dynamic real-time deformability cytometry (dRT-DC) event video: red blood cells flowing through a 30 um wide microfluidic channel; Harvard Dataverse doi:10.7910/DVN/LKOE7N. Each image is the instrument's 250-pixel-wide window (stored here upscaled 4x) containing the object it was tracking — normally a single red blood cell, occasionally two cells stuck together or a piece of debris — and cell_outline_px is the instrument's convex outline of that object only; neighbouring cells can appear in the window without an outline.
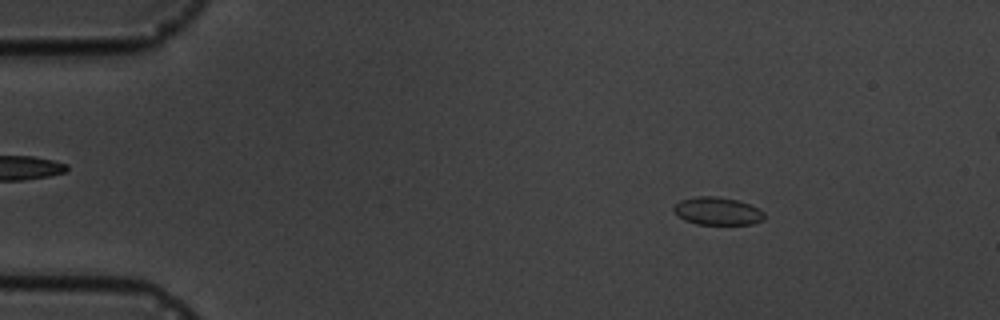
{"species": "common noctule bat (a hibernating species)", "species_latin": "Nyctalus noctula", "temperature_condition": "cold", "stored_images_in_passage": 6, "camera_frame_rate_fps": 3000, "um_per_image_px": 0.085, "animal": {"sex": "male", "body_mass_g": 19.5, "forearm_length_mm": 54.6}, "frame": {"image": 1, "passage_image": 2, "time_ms": 1.0, "image_size_px": [1000, 320], "cell_outline_px": [[764, 220], [752, 224], [696, 224], [684, 220], [672, 208], [680, 200], [692, 196], [716, 196], [736, 200], [748, 204], [764, 212]], "centroid_in_image_um": [60.97, 17.94], "position_along_channel_um": 24.0, "area_um2": 14.57}}
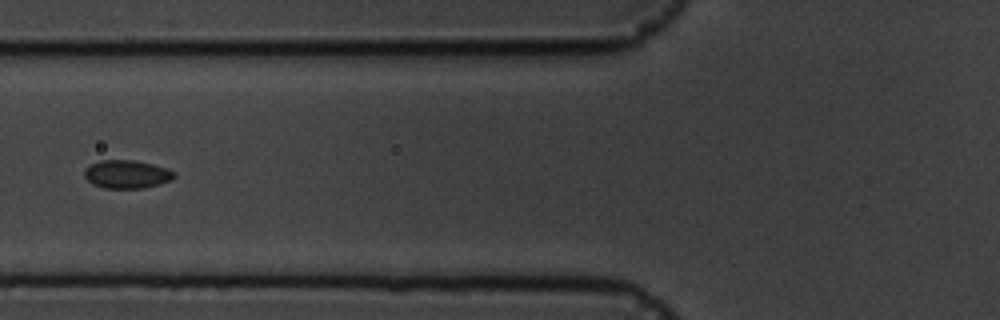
{"frame": {"image": 2, "passage_image": 6, "time_ms": 5.667, "image_size_px": [1000, 320], "cell_outline_px": [[176, 176], [172, 180], [160, 184], [144, 188], [104, 188], [92, 184], [84, 176], [84, 168], [100, 160], [132, 160], [152, 164], [168, 168], [176, 172]], "centroid_in_image_um": [10.8, 14.81], "position_along_channel_um": 115.0, "area_um2": 14.91}}